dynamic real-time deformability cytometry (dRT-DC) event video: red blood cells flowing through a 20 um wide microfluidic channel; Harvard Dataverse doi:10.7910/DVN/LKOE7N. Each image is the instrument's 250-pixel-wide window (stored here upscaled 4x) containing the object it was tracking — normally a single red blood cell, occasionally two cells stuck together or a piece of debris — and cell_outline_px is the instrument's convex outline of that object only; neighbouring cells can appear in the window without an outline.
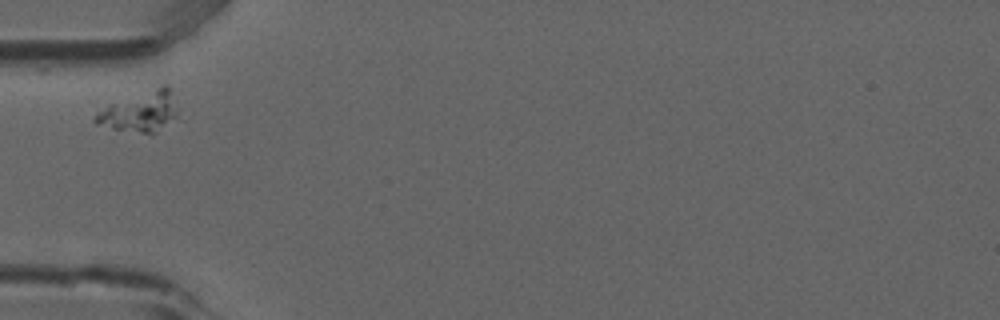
{"species": "common noctule bat (a hibernating species)", "species_latin": "Nyctalus noctula", "temperature_condition": "room temperature", "stored_images_in_passage": 4, "camera_frame_rate_fps": 3000, "um_per_image_px": 0.085, "animal": {"sex": "male", "forearm_length_mm": 52.5}, "frame": {"image": 1, "passage_image": 1, "time_ms": 0.0, "image_size_px": [1000, 320], "cell_outline_px": [[180, 108], [176, 116], [152, 136], [112, 128], [96, 124], [92, 120], [92, 116], [96, 112], [108, 104], [164, 84], [168, 88]], "centroid_in_image_um": [11.9, 9.51], "position_along_channel_um": 73.1, "area_um2": 19.65}}
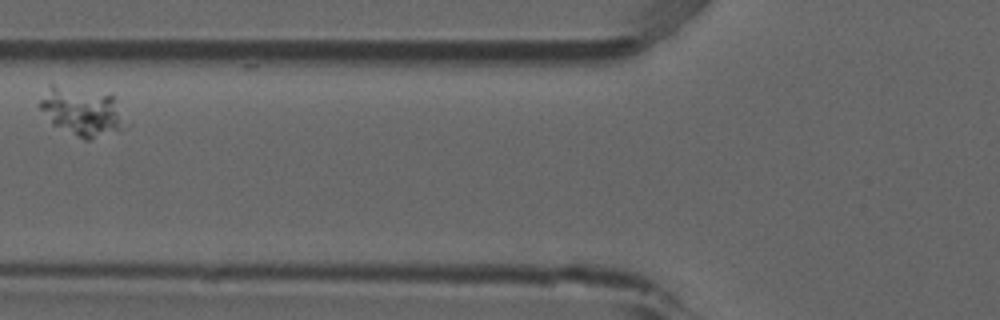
{"frame": {"image": 2, "passage_image": 2, "time_ms": 0.333, "image_size_px": [1000, 320], "cell_outline_px": [[132, 124], [88, 140], [84, 140], [52, 124], [36, 104], [48, 84], [52, 84], [112, 92], [116, 96]], "centroid_in_image_um": [7.04, 9.41], "position_along_channel_um": 118.8, "area_um2": 25.55}}
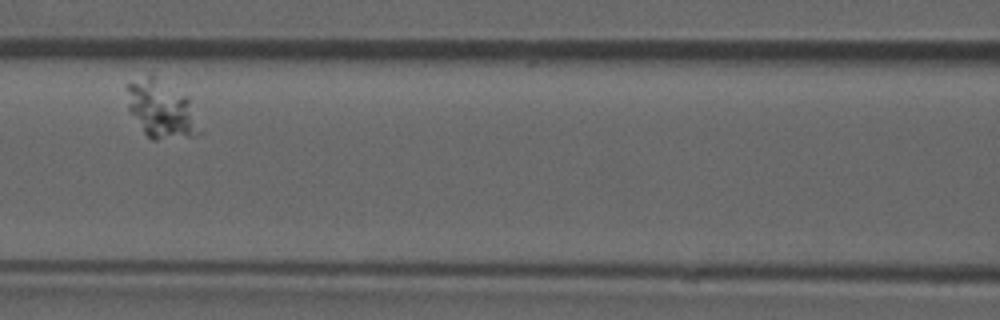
{"frame": {"image": 3, "passage_image": 3, "time_ms": 0.667, "image_size_px": [1000, 320], "cell_outline_px": [[204, 132], [196, 136], [156, 140], [152, 140], [144, 132], [128, 112], [124, 84], [152, 72], [188, 96]], "centroid_in_image_um": [13.7, 9.25], "position_along_channel_um": 152.9, "area_um2": 25.66}}